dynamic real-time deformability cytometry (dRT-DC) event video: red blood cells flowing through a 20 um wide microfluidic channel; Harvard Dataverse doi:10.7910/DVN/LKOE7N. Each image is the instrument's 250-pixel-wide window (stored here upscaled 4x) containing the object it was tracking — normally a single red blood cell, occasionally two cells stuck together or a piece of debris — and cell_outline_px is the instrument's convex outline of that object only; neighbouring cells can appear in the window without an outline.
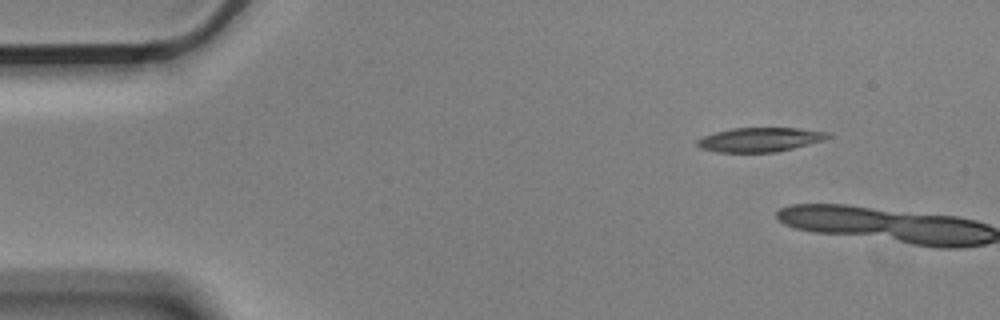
{"species": "Egyptian fruit bat (a non-hibernating species)", "species_latin": "Rousettus aegyptiacus", "temperature_condition": "cold", "stored_images_in_passage": 5, "camera_frame_rate_fps": 3000, "um_per_image_px": 0.085, "animal": {"sex": "male"}, "frame": {"image": 1, "passage_image": 1, "time_ms": 0.0, "image_size_px": [1000, 320], "cell_outline_px": [[832, 136], [824, 140], [776, 152], [716, 152], [700, 148], [696, 144], [696, 140], [704, 136], [716, 132], [732, 128], [800, 128], [832, 132]], "centroid_in_image_um": [64.62, 11.86], "position_along_channel_um": 20.4, "area_um2": 18.5}}
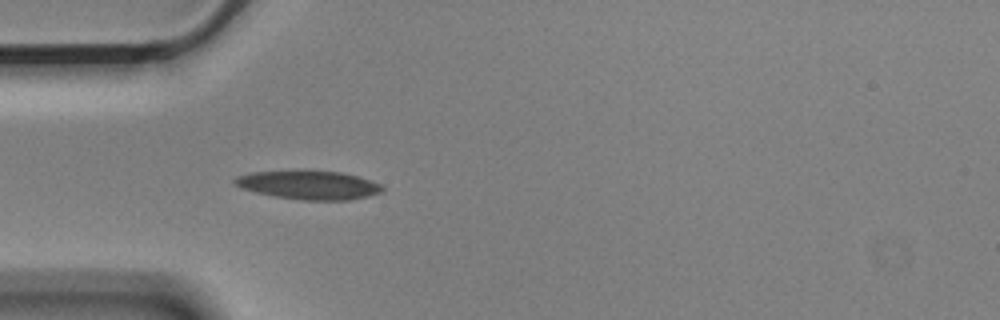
{"frame": {"image": 2, "passage_image": 5, "time_ms": 1.333, "image_size_px": [1000, 320], "cell_outline_px": [[384, 188], [380, 192], [368, 196], [348, 200], [304, 200], [276, 196], [256, 192], [244, 188], [236, 184], [232, 180], [236, 176], [252, 172], [296, 168], [304, 168], [340, 172], [356, 176], [384, 184]], "centroid_in_image_um": [26.24, 15.67], "position_along_channel_um": 58.8, "area_um2": 25.32}}